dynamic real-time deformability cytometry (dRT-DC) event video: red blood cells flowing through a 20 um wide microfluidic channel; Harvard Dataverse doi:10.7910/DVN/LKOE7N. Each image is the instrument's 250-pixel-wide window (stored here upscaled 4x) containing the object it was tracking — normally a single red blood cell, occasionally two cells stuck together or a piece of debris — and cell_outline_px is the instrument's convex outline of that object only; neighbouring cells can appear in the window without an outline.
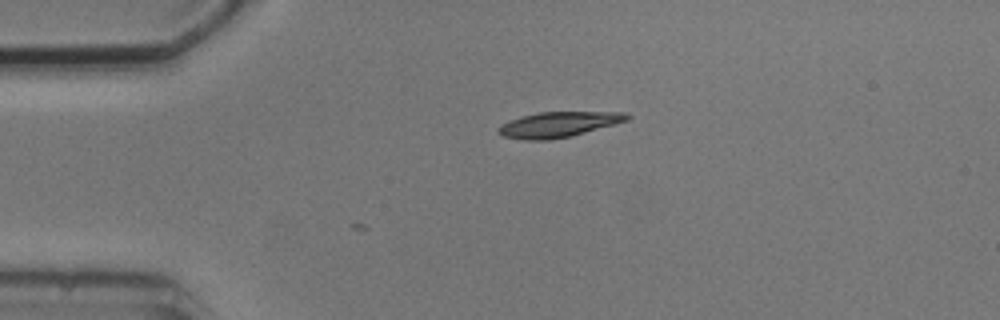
{"species": "common noctule bat (a hibernating species)", "species_latin": "Nyctalus noctula", "temperature_condition": "cold", "stored_images_in_passage": 1, "camera_frame_rate_fps": 3000, "um_per_image_px": 0.085, "animal": {"sex": "male", "body_mass_g": 20.5, "forearm_length_mm": 52.5}, "frame": {"image": 1, "passage_image": 1, "time_ms": 0.0, "image_size_px": [1000, 320], "cell_outline_px": [[632, 116], [628, 120], [616, 124], [572, 136], [548, 140], [524, 140], [500, 136], [496, 132], [496, 128], [508, 120], [520, 116], [540, 112], [624, 112]], "centroid_in_image_um": [47.43, 10.59], "position_along_channel_um": 37.6, "area_um2": 19.31}}